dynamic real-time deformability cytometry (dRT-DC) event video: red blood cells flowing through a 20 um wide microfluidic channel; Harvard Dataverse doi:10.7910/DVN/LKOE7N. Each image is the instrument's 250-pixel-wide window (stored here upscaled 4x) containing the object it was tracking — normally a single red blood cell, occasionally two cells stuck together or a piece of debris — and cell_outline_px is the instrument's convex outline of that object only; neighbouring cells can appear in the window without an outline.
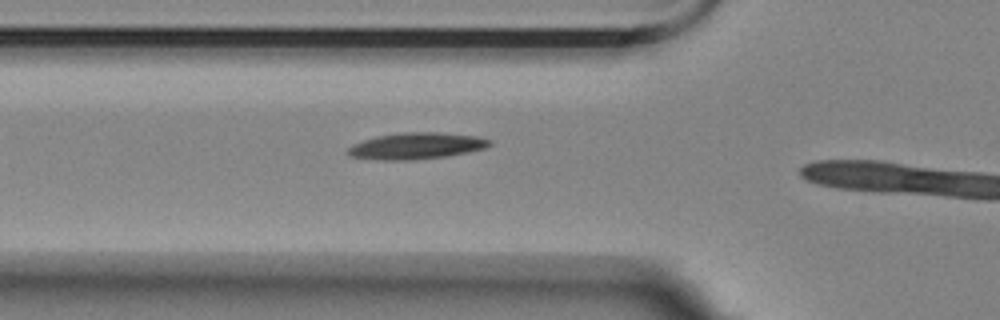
{"species": "Egyptian fruit bat (a non-hibernating species)", "species_latin": "Rousettus aegyptiacus", "temperature_condition": "room temperature", "stored_images_in_passage": 3, "camera_frame_rate_fps": 3000, "um_per_image_px": 0.085, "animal": {"sex": "female"}, "frame": {"image": 1, "passage_image": 2, "time_ms": 1.667, "image_size_px": [1000, 320], "cell_outline_px": [[492, 144], [484, 148], [468, 152], [448, 156], [412, 160], [384, 160], [348, 156], [348, 148], [364, 140], [376, 136], [404, 132], [436, 132], [476, 136], [492, 140]], "centroid_in_image_um": [35.42, 12.4], "position_along_channel_um": 90.4, "area_um2": 21.68}}